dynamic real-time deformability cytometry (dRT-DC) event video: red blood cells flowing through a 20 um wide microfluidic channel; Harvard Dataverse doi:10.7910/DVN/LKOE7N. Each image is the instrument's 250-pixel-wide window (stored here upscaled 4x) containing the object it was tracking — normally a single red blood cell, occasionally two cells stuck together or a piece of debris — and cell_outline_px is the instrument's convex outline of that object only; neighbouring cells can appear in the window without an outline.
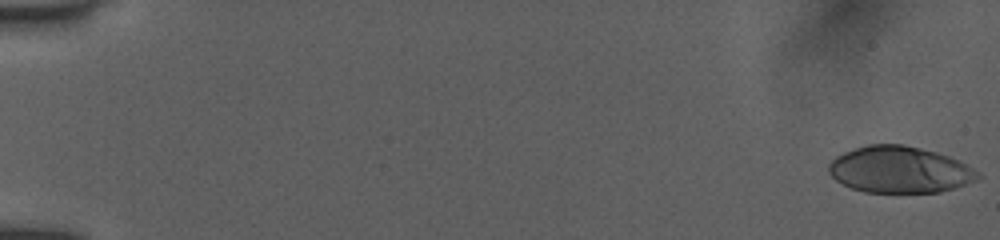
{"species": "human", "species_latin": "Homo sapiens", "temperature_condition": "room temperature", "stored_images_in_passage": 24, "camera_frame_rate_fps": 3000, "um_per_image_px": 0.085, "donor": {"sex": "female"}, "frame": {"image": 1, "passage_image": 1, "time_ms": 0.0, "image_size_px": [1000, 240], "cell_outline_px": [[984, 176], [976, 180], [940, 192], [864, 192], [852, 188], [836, 180], [828, 172], [828, 164], [836, 156], [844, 152], [868, 144], [904, 144], [936, 152], [948, 156], [980, 172]], "centroid_in_image_um": [76.45, 14.42], "position_along_channel_um": 8.5, "area_um2": 40.23}}
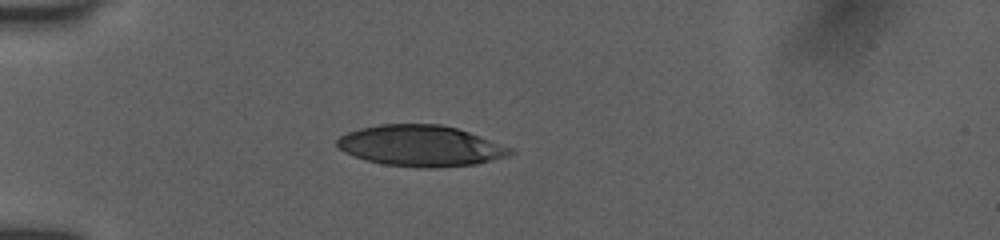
{"frame": {"image": 2, "passage_image": 18, "time_ms": 5.0, "image_size_px": [1000, 240], "cell_outline_px": [[516, 152], [508, 156], [476, 164], [432, 168], [416, 168], [384, 164], [368, 160], [344, 152], [336, 144], [336, 140], [340, 136], [348, 132], [360, 128], [380, 124], [440, 124], [456, 128], [480, 136], [512, 148]], "centroid_in_image_um": [35.77, 12.4], "position_along_channel_um": 49.2, "area_um2": 41.21}}
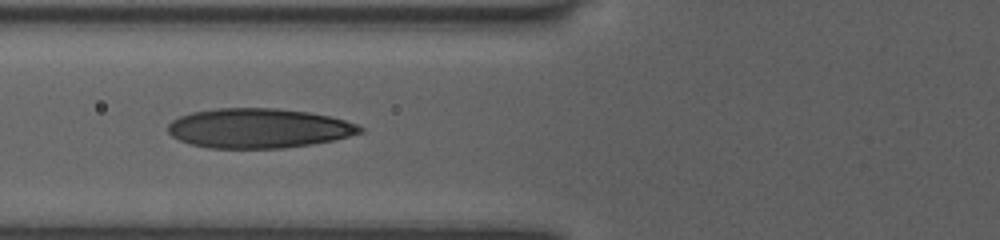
{"frame": {"image": 3, "passage_image": 23, "time_ms": 7.0, "image_size_px": [1000, 240], "cell_outline_px": [[364, 132], [332, 140], [312, 144], [284, 148], [208, 148], [192, 144], [180, 140], [172, 136], [168, 132], [168, 124], [172, 120], [180, 116], [192, 112], [216, 108], [276, 108], [308, 112], [328, 116], [344, 120], [356, 124], [364, 128]], "centroid_in_image_um": [21.97, 10.9], "position_along_channel_um": 103.8, "area_um2": 44.27}}